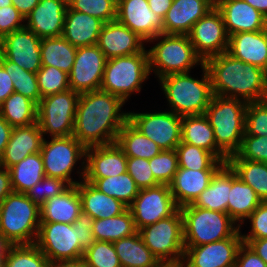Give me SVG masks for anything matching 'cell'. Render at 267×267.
<instances>
[{
  "instance_id": "1",
  "label": "cell",
  "mask_w": 267,
  "mask_h": 267,
  "mask_svg": "<svg viewBox=\"0 0 267 267\" xmlns=\"http://www.w3.org/2000/svg\"><path fill=\"white\" fill-rule=\"evenodd\" d=\"M125 102L101 89L81 93L76 107L73 136L85 147L116 143L128 121Z\"/></svg>"
},
{
  "instance_id": "2",
  "label": "cell",
  "mask_w": 267,
  "mask_h": 267,
  "mask_svg": "<svg viewBox=\"0 0 267 267\" xmlns=\"http://www.w3.org/2000/svg\"><path fill=\"white\" fill-rule=\"evenodd\" d=\"M214 95L241 99L247 103L267 100L264 70L232 57L227 52L204 62Z\"/></svg>"
},
{
  "instance_id": "3",
  "label": "cell",
  "mask_w": 267,
  "mask_h": 267,
  "mask_svg": "<svg viewBox=\"0 0 267 267\" xmlns=\"http://www.w3.org/2000/svg\"><path fill=\"white\" fill-rule=\"evenodd\" d=\"M94 219L81 212L73 224L41 222L35 244L50 262L83 258L94 242Z\"/></svg>"
},
{
  "instance_id": "4",
  "label": "cell",
  "mask_w": 267,
  "mask_h": 267,
  "mask_svg": "<svg viewBox=\"0 0 267 267\" xmlns=\"http://www.w3.org/2000/svg\"><path fill=\"white\" fill-rule=\"evenodd\" d=\"M200 68L203 72L200 79L192 77L191 72L169 74L158 79L171 112L181 117L205 113L214 94L205 64Z\"/></svg>"
},
{
  "instance_id": "5",
  "label": "cell",
  "mask_w": 267,
  "mask_h": 267,
  "mask_svg": "<svg viewBox=\"0 0 267 267\" xmlns=\"http://www.w3.org/2000/svg\"><path fill=\"white\" fill-rule=\"evenodd\" d=\"M247 102L213 95L205 116L213 128L217 146L229 157L236 154L245 134Z\"/></svg>"
},
{
  "instance_id": "6",
  "label": "cell",
  "mask_w": 267,
  "mask_h": 267,
  "mask_svg": "<svg viewBox=\"0 0 267 267\" xmlns=\"http://www.w3.org/2000/svg\"><path fill=\"white\" fill-rule=\"evenodd\" d=\"M148 42H156L147 50L150 74L153 72L158 79L169 74L187 73L204 64L188 35L161 33Z\"/></svg>"
},
{
  "instance_id": "7",
  "label": "cell",
  "mask_w": 267,
  "mask_h": 267,
  "mask_svg": "<svg viewBox=\"0 0 267 267\" xmlns=\"http://www.w3.org/2000/svg\"><path fill=\"white\" fill-rule=\"evenodd\" d=\"M40 223V207L26 194L13 191L1 202L0 233L11 245L34 244Z\"/></svg>"
},
{
  "instance_id": "8",
  "label": "cell",
  "mask_w": 267,
  "mask_h": 267,
  "mask_svg": "<svg viewBox=\"0 0 267 267\" xmlns=\"http://www.w3.org/2000/svg\"><path fill=\"white\" fill-rule=\"evenodd\" d=\"M148 50L137 54L108 59L100 89L121 98L125 103L132 94L141 92L143 82L149 79Z\"/></svg>"
},
{
  "instance_id": "9",
  "label": "cell",
  "mask_w": 267,
  "mask_h": 267,
  "mask_svg": "<svg viewBox=\"0 0 267 267\" xmlns=\"http://www.w3.org/2000/svg\"><path fill=\"white\" fill-rule=\"evenodd\" d=\"M183 217L184 246H199L232 237L239 226L227 213L195 207L179 208Z\"/></svg>"
},
{
  "instance_id": "10",
  "label": "cell",
  "mask_w": 267,
  "mask_h": 267,
  "mask_svg": "<svg viewBox=\"0 0 267 267\" xmlns=\"http://www.w3.org/2000/svg\"><path fill=\"white\" fill-rule=\"evenodd\" d=\"M50 139L51 141L44 138L40 150L45 175L61 179L69 186L76 185L85 176L86 148L73 135ZM79 160L81 165L76 173L79 174V181H76L71 174Z\"/></svg>"
},
{
  "instance_id": "11",
  "label": "cell",
  "mask_w": 267,
  "mask_h": 267,
  "mask_svg": "<svg viewBox=\"0 0 267 267\" xmlns=\"http://www.w3.org/2000/svg\"><path fill=\"white\" fill-rule=\"evenodd\" d=\"M79 93L68 89L41 98L37 109V122L45 138L73 135Z\"/></svg>"
},
{
  "instance_id": "12",
  "label": "cell",
  "mask_w": 267,
  "mask_h": 267,
  "mask_svg": "<svg viewBox=\"0 0 267 267\" xmlns=\"http://www.w3.org/2000/svg\"><path fill=\"white\" fill-rule=\"evenodd\" d=\"M138 232L158 261L184 257L183 217L180 209L167 218L141 228Z\"/></svg>"
},
{
  "instance_id": "13",
  "label": "cell",
  "mask_w": 267,
  "mask_h": 267,
  "mask_svg": "<svg viewBox=\"0 0 267 267\" xmlns=\"http://www.w3.org/2000/svg\"><path fill=\"white\" fill-rule=\"evenodd\" d=\"M128 122L162 150H173L181 143L182 117L171 112H128Z\"/></svg>"
},
{
  "instance_id": "14",
  "label": "cell",
  "mask_w": 267,
  "mask_h": 267,
  "mask_svg": "<svg viewBox=\"0 0 267 267\" xmlns=\"http://www.w3.org/2000/svg\"><path fill=\"white\" fill-rule=\"evenodd\" d=\"M128 208L137 231L173 215L179 209L171 194L170 186L163 184L139 189L138 195Z\"/></svg>"
},
{
  "instance_id": "15",
  "label": "cell",
  "mask_w": 267,
  "mask_h": 267,
  "mask_svg": "<svg viewBox=\"0 0 267 267\" xmlns=\"http://www.w3.org/2000/svg\"><path fill=\"white\" fill-rule=\"evenodd\" d=\"M187 35L203 62L227 52L229 35L222 15L216 7L200 18Z\"/></svg>"
},
{
  "instance_id": "16",
  "label": "cell",
  "mask_w": 267,
  "mask_h": 267,
  "mask_svg": "<svg viewBox=\"0 0 267 267\" xmlns=\"http://www.w3.org/2000/svg\"><path fill=\"white\" fill-rule=\"evenodd\" d=\"M106 61L97 45L77 47L75 61L68 74L70 89L79 94L99 90Z\"/></svg>"
},
{
  "instance_id": "17",
  "label": "cell",
  "mask_w": 267,
  "mask_h": 267,
  "mask_svg": "<svg viewBox=\"0 0 267 267\" xmlns=\"http://www.w3.org/2000/svg\"><path fill=\"white\" fill-rule=\"evenodd\" d=\"M243 244L241 229L232 237L199 246H185L186 267H235L237 252Z\"/></svg>"
},
{
  "instance_id": "18",
  "label": "cell",
  "mask_w": 267,
  "mask_h": 267,
  "mask_svg": "<svg viewBox=\"0 0 267 267\" xmlns=\"http://www.w3.org/2000/svg\"><path fill=\"white\" fill-rule=\"evenodd\" d=\"M41 39L24 27L0 40V53L24 70L37 73L41 66Z\"/></svg>"
},
{
  "instance_id": "19",
  "label": "cell",
  "mask_w": 267,
  "mask_h": 267,
  "mask_svg": "<svg viewBox=\"0 0 267 267\" xmlns=\"http://www.w3.org/2000/svg\"><path fill=\"white\" fill-rule=\"evenodd\" d=\"M116 20L147 43L163 33V18L149 8L147 0H117Z\"/></svg>"
},
{
  "instance_id": "20",
  "label": "cell",
  "mask_w": 267,
  "mask_h": 267,
  "mask_svg": "<svg viewBox=\"0 0 267 267\" xmlns=\"http://www.w3.org/2000/svg\"><path fill=\"white\" fill-rule=\"evenodd\" d=\"M145 43L138 34L115 20L103 24L97 46L108 60L142 52Z\"/></svg>"
},
{
  "instance_id": "21",
  "label": "cell",
  "mask_w": 267,
  "mask_h": 267,
  "mask_svg": "<svg viewBox=\"0 0 267 267\" xmlns=\"http://www.w3.org/2000/svg\"><path fill=\"white\" fill-rule=\"evenodd\" d=\"M228 35L267 29V18L244 0H215Z\"/></svg>"
},
{
  "instance_id": "22",
  "label": "cell",
  "mask_w": 267,
  "mask_h": 267,
  "mask_svg": "<svg viewBox=\"0 0 267 267\" xmlns=\"http://www.w3.org/2000/svg\"><path fill=\"white\" fill-rule=\"evenodd\" d=\"M126 172L127 156L117 143L86 148L84 178H107Z\"/></svg>"
},
{
  "instance_id": "23",
  "label": "cell",
  "mask_w": 267,
  "mask_h": 267,
  "mask_svg": "<svg viewBox=\"0 0 267 267\" xmlns=\"http://www.w3.org/2000/svg\"><path fill=\"white\" fill-rule=\"evenodd\" d=\"M67 7L65 0H40L25 18V27L40 39L60 37L64 29Z\"/></svg>"
},
{
  "instance_id": "24",
  "label": "cell",
  "mask_w": 267,
  "mask_h": 267,
  "mask_svg": "<svg viewBox=\"0 0 267 267\" xmlns=\"http://www.w3.org/2000/svg\"><path fill=\"white\" fill-rule=\"evenodd\" d=\"M214 7L215 0H173L163 18V33L187 35L192 26Z\"/></svg>"
},
{
  "instance_id": "25",
  "label": "cell",
  "mask_w": 267,
  "mask_h": 267,
  "mask_svg": "<svg viewBox=\"0 0 267 267\" xmlns=\"http://www.w3.org/2000/svg\"><path fill=\"white\" fill-rule=\"evenodd\" d=\"M43 140L38 122L28 126L13 127L10 140L0 158V167L9 169L28 155L39 153Z\"/></svg>"
},
{
  "instance_id": "26",
  "label": "cell",
  "mask_w": 267,
  "mask_h": 267,
  "mask_svg": "<svg viewBox=\"0 0 267 267\" xmlns=\"http://www.w3.org/2000/svg\"><path fill=\"white\" fill-rule=\"evenodd\" d=\"M227 53L264 70L267 65V29L230 35Z\"/></svg>"
},
{
  "instance_id": "27",
  "label": "cell",
  "mask_w": 267,
  "mask_h": 267,
  "mask_svg": "<svg viewBox=\"0 0 267 267\" xmlns=\"http://www.w3.org/2000/svg\"><path fill=\"white\" fill-rule=\"evenodd\" d=\"M103 24L101 20L68 5L62 36L75 47L97 45Z\"/></svg>"
},
{
  "instance_id": "28",
  "label": "cell",
  "mask_w": 267,
  "mask_h": 267,
  "mask_svg": "<svg viewBox=\"0 0 267 267\" xmlns=\"http://www.w3.org/2000/svg\"><path fill=\"white\" fill-rule=\"evenodd\" d=\"M218 170H192L178 168L171 182L170 191L179 208L192 204L206 189Z\"/></svg>"
},
{
  "instance_id": "29",
  "label": "cell",
  "mask_w": 267,
  "mask_h": 267,
  "mask_svg": "<svg viewBox=\"0 0 267 267\" xmlns=\"http://www.w3.org/2000/svg\"><path fill=\"white\" fill-rule=\"evenodd\" d=\"M81 212V200L76 184L69 186L60 195L45 201L40 207V220L73 224Z\"/></svg>"
},
{
  "instance_id": "30",
  "label": "cell",
  "mask_w": 267,
  "mask_h": 267,
  "mask_svg": "<svg viewBox=\"0 0 267 267\" xmlns=\"http://www.w3.org/2000/svg\"><path fill=\"white\" fill-rule=\"evenodd\" d=\"M77 188L82 212L89 214L94 220L120 215L128 208L121 201L102 193L84 179L77 183Z\"/></svg>"
},
{
  "instance_id": "31",
  "label": "cell",
  "mask_w": 267,
  "mask_h": 267,
  "mask_svg": "<svg viewBox=\"0 0 267 267\" xmlns=\"http://www.w3.org/2000/svg\"><path fill=\"white\" fill-rule=\"evenodd\" d=\"M181 142L201 147L218 160L227 162L228 156L217 146L213 128L205 114L182 117Z\"/></svg>"
},
{
  "instance_id": "32",
  "label": "cell",
  "mask_w": 267,
  "mask_h": 267,
  "mask_svg": "<svg viewBox=\"0 0 267 267\" xmlns=\"http://www.w3.org/2000/svg\"><path fill=\"white\" fill-rule=\"evenodd\" d=\"M228 199L227 214L239 226V229L262 202L253 188L244 183L232 169Z\"/></svg>"
},
{
  "instance_id": "33",
  "label": "cell",
  "mask_w": 267,
  "mask_h": 267,
  "mask_svg": "<svg viewBox=\"0 0 267 267\" xmlns=\"http://www.w3.org/2000/svg\"><path fill=\"white\" fill-rule=\"evenodd\" d=\"M231 190V167L225 163L212 177L209 186L192 203L195 207L227 213Z\"/></svg>"
},
{
  "instance_id": "34",
  "label": "cell",
  "mask_w": 267,
  "mask_h": 267,
  "mask_svg": "<svg viewBox=\"0 0 267 267\" xmlns=\"http://www.w3.org/2000/svg\"><path fill=\"white\" fill-rule=\"evenodd\" d=\"M121 267H155L158 259L144 244L140 233L113 242Z\"/></svg>"
},
{
  "instance_id": "35",
  "label": "cell",
  "mask_w": 267,
  "mask_h": 267,
  "mask_svg": "<svg viewBox=\"0 0 267 267\" xmlns=\"http://www.w3.org/2000/svg\"><path fill=\"white\" fill-rule=\"evenodd\" d=\"M42 66H53L67 74L73 67L77 47L71 45L63 36L41 39Z\"/></svg>"
},
{
  "instance_id": "36",
  "label": "cell",
  "mask_w": 267,
  "mask_h": 267,
  "mask_svg": "<svg viewBox=\"0 0 267 267\" xmlns=\"http://www.w3.org/2000/svg\"><path fill=\"white\" fill-rule=\"evenodd\" d=\"M92 231L95 240L112 243L138 232L129 208L114 217L95 219Z\"/></svg>"
},
{
  "instance_id": "37",
  "label": "cell",
  "mask_w": 267,
  "mask_h": 267,
  "mask_svg": "<svg viewBox=\"0 0 267 267\" xmlns=\"http://www.w3.org/2000/svg\"><path fill=\"white\" fill-rule=\"evenodd\" d=\"M8 170L13 191L24 194L46 176L40 152L28 155Z\"/></svg>"
},
{
  "instance_id": "38",
  "label": "cell",
  "mask_w": 267,
  "mask_h": 267,
  "mask_svg": "<svg viewBox=\"0 0 267 267\" xmlns=\"http://www.w3.org/2000/svg\"><path fill=\"white\" fill-rule=\"evenodd\" d=\"M116 143L127 157L150 160L162 151L154 141L140 133L128 121L119 131Z\"/></svg>"
},
{
  "instance_id": "39",
  "label": "cell",
  "mask_w": 267,
  "mask_h": 267,
  "mask_svg": "<svg viewBox=\"0 0 267 267\" xmlns=\"http://www.w3.org/2000/svg\"><path fill=\"white\" fill-rule=\"evenodd\" d=\"M38 105L20 93L13 92L1 105L0 115L12 126H28L37 122Z\"/></svg>"
},
{
  "instance_id": "40",
  "label": "cell",
  "mask_w": 267,
  "mask_h": 267,
  "mask_svg": "<svg viewBox=\"0 0 267 267\" xmlns=\"http://www.w3.org/2000/svg\"><path fill=\"white\" fill-rule=\"evenodd\" d=\"M235 174L251 186L262 202L267 201V164L245 159H227Z\"/></svg>"
},
{
  "instance_id": "41",
  "label": "cell",
  "mask_w": 267,
  "mask_h": 267,
  "mask_svg": "<svg viewBox=\"0 0 267 267\" xmlns=\"http://www.w3.org/2000/svg\"><path fill=\"white\" fill-rule=\"evenodd\" d=\"M84 180L92 183L102 193L121 201L127 207L132 204L139 192V188L128 172L113 177L84 178Z\"/></svg>"
},
{
  "instance_id": "42",
  "label": "cell",
  "mask_w": 267,
  "mask_h": 267,
  "mask_svg": "<svg viewBox=\"0 0 267 267\" xmlns=\"http://www.w3.org/2000/svg\"><path fill=\"white\" fill-rule=\"evenodd\" d=\"M178 168L192 170H219L225 162L218 160L211 152L188 143L181 142L176 147Z\"/></svg>"
},
{
  "instance_id": "43",
  "label": "cell",
  "mask_w": 267,
  "mask_h": 267,
  "mask_svg": "<svg viewBox=\"0 0 267 267\" xmlns=\"http://www.w3.org/2000/svg\"><path fill=\"white\" fill-rule=\"evenodd\" d=\"M0 64L13 81L15 92L22 94L38 105L42 97L38 88L37 74L24 70L6 59L1 53Z\"/></svg>"
},
{
  "instance_id": "44",
  "label": "cell",
  "mask_w": 267,
  "mask_h": 267,
  "mask_svg": "<svg viewBox=\"0 0 267 267\" xmlns=\"http://www.w3.org/2000/svg\"><path fill=\"white\" fill-rule=\"evenodd\" d=\"M50 261L34 244L11 245L2 267H49Z\"/></svg>"
},
{
  "instance_id": "45",
  "label": "cell",
  "mask_w": 267,
  "mask_h": 267,
  "mask_svg": "<svg viewBox=\"0 0 267 267\" xmlns=\"http://www.w3.org/2000/svg\"><path fill=\"white\" fill-rule=\"evenodd\" d=\"M41 97L70 89L68 74L53 66H41L36 73Z\"/></svg>"
},
{
  "instance_id": "46",
  "label": "cell",
  "mask_w": 267,
  "mask_h": 267,
  "mask_svg": "<svg viewBox=\"0 0 267 267\" xmlns=\"http://www.w3.org/2000/svg\"><path fill=\"white\" fill-rule=\"evenodd\" d=\"M83 260L88 267H121L112 242L95 240L84 251Z\"/></svg>"
},
{
  "instance_id": "47",
  "label": "cell",
  "mask_w": 267,
  "mask_h": 267,
  "mask_svg": "<svg viewBox=\"0 0 267 267\" xmlns=\"http://www.w3.org/2000/svg\"><path fill=\"white\" fill-rule=\"evenodd\" d=\"M73 10L87 13L103 23L117 18V0H72L68 4Z\"/></svg>"
},
{
  "instance_id": "48",
  "label": "cell",
  "mask_w": 267,
  "mask_h": 267,
  "mask_svg": "<svg viewBox=\"0 0 267 267\" xmlns=\"http://www.w3.org/2000/svg\"><path fill=\"white\" fill-rule=\"evenodd\" d=\"M150 169L159 184L170 185L178 170V155L175 149L162 150L149 160Z\"/></svg>"
},
{
  "instance_id": "49",
  "label": "cell",
  "mask_w": 267,
  "mask_h": 267,
  "mask_svg": "<svg viewBox=\"0 0 267 267\" xmlns=\"http://www.w3.org/2000/svg\"><path fill=\"white\" fill-rule=\"evenodd\" d=\"M244 135H267V100L247 104Z\"/></svg>"
},
{
  "instance_id": "50",
  "label": "cell",
  "mask_w": 267,
  "mask_h": 267,
  "mask_svg": "<svg viewBox=\"0 0 267 267\" xmlns=\"http://www.w3.org/2000/svg\"><path fill=\"white\" fill-rule=\"evenodd\" d=\"M228 159H245L267 164V135H244L240 150Z\"/></svg>"
},
{
  "instance_id": "51",
  "label": "cell",
  "mask_w": 267,
  "mask_h": 267,
  "mask_svg": "<svg viewBox=\"0 0 267 267\" xmlns=\"http://www.w3.org/2000/svg\"><path fill=\"white\" fill-rule=\"evenodd\" d=\"M68 187L69 185L61 179L45 176L25 194L41 207L49 198L60 195Z\"/></svg>"
},
{
  "instance_id": "52",
  "label": "cell",
  "mask_w": 267,
  "mask_h": 267,
  "mask_svg": "<svg viewBox=\"0 0 267 267\" xmlns=\"http://www.w3.org/2000/svg\"><path fill=\"white\" fill-rule=\"evenodd\" d=\"M127 172L135 181L139 189L159 185L150 169L149 160L136 157H127Z\"/></svg>"
},
{
  "instance_id": "53",
  "label": "cell",
  "mask_w": 267,
  "mask_h": 267,
  "mask_svg": "<svg viewBox=\"0 0 267 267\" xmlns=\"http://www.w3.org/2000/svg\"><path fill=\"white\" fill-rule=\"evenodd\" d=\"M247 219L251 229L248 234L241 233L242 239L267 238V201L261 202Z\"/></svg>"
},
{
  "instance_id": "54",
  "label": "cell",
  "mask_w": 267,
  "mask_h": 267,
  "mask_svg": "<svg viewBox=\"0 0 267 267\" xmlns=\"http://www.w3.org/2000/svg\"><path fill=\"white\" fill-rule=\"evenodd\" d=\"M25 27V18L13 6L0 8V40L7 34Z\"/></svg>"
},
{
  "instance_id": "55",
  "label": "cell",
  "mask_w": 267,
  "mask_h": 267,
  "mask_svg": "<svg viewBox=\"0 0 267 267\" xmlns=\"http://www.w3.org/2000/svg\"><path fill=\"white\" fill-rule=\"evenodd\" d=\"M235 267H267V264L245 243L237 252Z\"/></svg>"
},
{
  "instance_id": "56",
  "label": "cell",
  "mask_w": 267,
  "mask_h": 267,
  "mask_svg": "<svg viewBox=\"0 0 267 267\" xmlns=\"http://www.w3.org/2000/svg\"><path fill=\"white\" fill-rule=\"evenodd\" d=\"M15 92L13 81L10 79L9 74L0 64V105Z\"/></svg>"
},
{
  "instance_id": "57",
  "label": "cell",
  "mask_w": 267,
  "mask_h": 267,
  "mask_svg": "<svg viewBox=\"0 0 267 267\" xmlns=\"http://www.w3.org/2000/svg\"><path fill=\"white\" fill-rule=\"evenodd\" d=\"M243 243L247 244L267 264V238L243 239Z\"/></svg>"
},
{
  "instance_id": "58",
  "label": "cell",
  "mask_w": 267,
  "mask_h": 267,
  "mask_svg": "<svg viewBox=\"0 0 267 267\" xmlns=\"http://www.w3.org/2000/svg\"><path fill=\"white\" fill-rule=\"evenodd\" d=\"M12 192L10 172L8 169L0 167V204Z\"/></svg>"
},
{
  "instance_id": "59",
  "label": "cell",
  "mask_w": 267,
  "mask_h": 267,
  "mask_svg": "<svg viewBox=\"0 0 267 267\" xmlns=\"http://www.w3.org/2000/svg\"><path fill=\"white\" fill-rule=\"evenodd\" d=\"M13 127L0 115V158L8 144Z\"/></svg>"
},
{
  "instance_id": "60",
  "label": "cell",
  "mask_w": 267,
  "mask_h": 267,
  "mask_svg": "<svg viewBox=\"0 0 267 267\" xmlns=\"http://www.w3.org/2000/svg\"><path fill=\"white\" fill-rule=\"evenodd\" d=\"M39 2L40 0H12V5L26 18Z\"/></svg>"
},
{
  "instance_id": "61",
  "label": "cell",
  "mask_w": 267,
  "mask_h": 267,
  "mask_svg": "<svg viewBox=\"0 0 267 267\" xmlns=\"http://www.w3.org/2000/svg\"><path fill=\"white\" fill-rule=\"evenodd\" d=\"M149 8L160 17L164 18L173 0H147Z\"/></svg>"
},
{
  "instance_id": "62",
  "label": "cell",
  "mask_w": 267,
  "mask_h": 267,
  "mask_svg": "<svg viewBox=\"0 0 267 267\" xmlns=\"http://www.w3.org/2000/svg\"><path fill=\"white\" fill-rule=\"evenodd\" d=\"M49 267H88L83 258L76 260H58L50 262Z\"/></svg>"
},
{
  "instance_id": "63",
  "label": "cell",
  "mask_w": 267,
  "mask_h": 267,
  "mask_svg": "<svg viewBox=\"0 0 267 267\" xmlns=\"http://www.w3.org/2000/svg\"><path fill=\"white\" fill-rule=\"evenodd\" d=\"M267 18V0H244Z\"/></svg>"
},
{
  "instance_id": "64",
  "label": "cell",
  "mask_w": 267,
  "mask_h": 267,
  "mask_svg": "<svg viewBox=\"0 0 267 267\" xmlns=\"http://www.w3.org/2000/svg\"><path fill=\"white\" fill-rule=\"evenodd\" d=\"M155 267H186L184 258L158 261Z\"/></svg>"
},
{
  "instance_id": "65",
  "label": "cell",
  "mask_w": 267,
  "mask_h": 267,
  "mask_svg": "<svg viewBox=\"0 0 267 267\" xmlns=\"http://www.w3.org/2000/svg\"><path fill=\"white\" fill-rule=\"evenodd\" d=\"M10 246L11 244L0 233V267H2L3 259L7 255Z\"/></svg>"
},
{
  "instance_id": "66",
  "label": "cell",
  "mask_w": 267,
  "mask_h": 267,
  "mask_svg": "<svg viewBox=\"0 0 267 267\" xmlns=\"http://www.w3.org/2000/svg\"><path fill=\"white\" fill-rule=\"evenodd\" d=\"M12 5V0H0V8Z\"/></svg>"
},
{
  "instance_id": "67",
  "label": "cell",
  "mask_w": 267,
  "mask_h": 267,
  "mask_svg": "<svg viewBox=\"0 0 267 267\" xmlns=\"http://www.w3.org/2000/svg\"><path fill=\"white\" fill-rule=\"evenodd\" d=\"M264 74H265V77H266V80H267V65H266V67L264 69Z\"/></svg>"
},
{
  "instance_id": "68",
  "label": "cell",
  "mask_w": 267,
  "mask_h": 267,
  "mask_svg": "<svg viewBox=\"0 0 267 267\" xmlns=\"http://www.w3.org/2000/svg\"><path fill=\"white\" fill-rule=\"evenodd\" d=\"M71 1H72V0H65V2H66L67 4H69Z\"/></svg>"
}]
</instances>
